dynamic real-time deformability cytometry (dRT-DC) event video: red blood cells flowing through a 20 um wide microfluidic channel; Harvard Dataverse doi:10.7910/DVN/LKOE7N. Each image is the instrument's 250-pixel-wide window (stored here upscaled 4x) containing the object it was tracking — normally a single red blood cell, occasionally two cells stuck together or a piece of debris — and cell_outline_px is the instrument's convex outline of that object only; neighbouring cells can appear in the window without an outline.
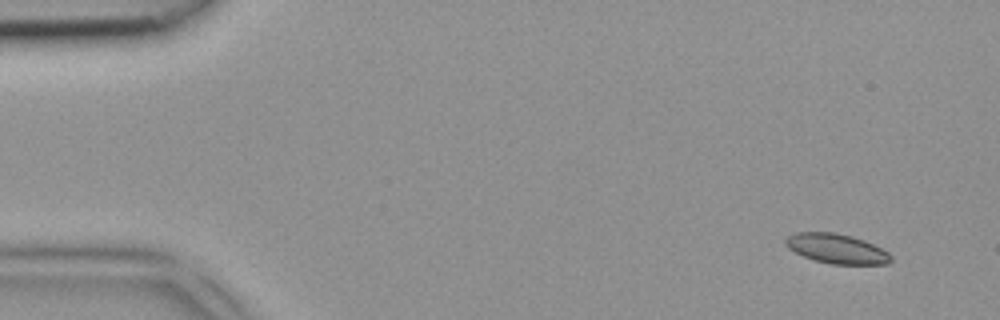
{"species": "common noctule bat (a hibernating species)", "species_latin": "Nyctalus noctula", "temperature_condition": "room temperature", "stored_images_in_passage": 4, "camera_frame_rate_fps": 3000, "um_per_image_px": 0.085, "animal": {"sex": "female", "body_mass_g": 18.4}, "frame": {"image": 1, "passage_image": 1, "time_ms": 0.0, "image_size_px": [1000, 320], "cell_outline_px": [[892, 260], [888, 264], [832, 264], [816, 260], [804, 256], [788, 248], [784, 244], [784, 240], [788, 236], [796, 232], [836, 232], [852, 236], [864, 240], [888, 252], [892, 256]], "centroid_in_image_um": [71.11, 21.13], "position_along_channel_um": 13.9, "area_um2": 18.15}}